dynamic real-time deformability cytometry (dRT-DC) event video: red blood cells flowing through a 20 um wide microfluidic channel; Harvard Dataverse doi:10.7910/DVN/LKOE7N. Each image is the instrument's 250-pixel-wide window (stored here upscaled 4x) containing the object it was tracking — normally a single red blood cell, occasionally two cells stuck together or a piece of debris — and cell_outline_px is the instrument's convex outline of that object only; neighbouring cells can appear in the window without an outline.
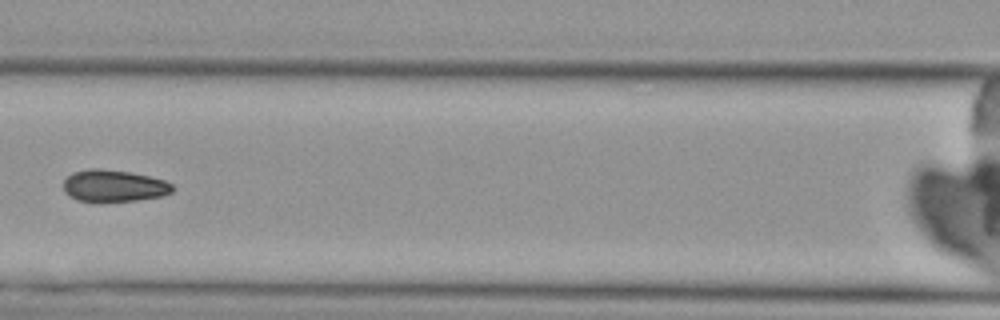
{"species": "Egyptian fruit bat (a non-hibernating species)", "species_latin": "Rousettus aegyptiacus", "temperature_condition": "cold", "stored_images_in_passage": 6, "camera_frame_rate_fps": 3000, "um_per_image_px": 0.085, "animal": {"sex": "female"}, "frame": {"image": 1, "passage_image": 6, "time_ms": 6.0, "image_size_px": [1000, 320], "cell_outline_px": [[176, 188], [172, 192], [160, 196], [136, 200], [100, 204], [96, 204], [76, 200], [64, 188], [64, 180], [72, 172], [88, 168], [100, 168], [128, 172], [148, 176], [164, 180], [172, 184]], "centroid_in_image_um": [9.66, 15.82], "position_along_channel_um": 156.9, "area_um2": 20.69}}